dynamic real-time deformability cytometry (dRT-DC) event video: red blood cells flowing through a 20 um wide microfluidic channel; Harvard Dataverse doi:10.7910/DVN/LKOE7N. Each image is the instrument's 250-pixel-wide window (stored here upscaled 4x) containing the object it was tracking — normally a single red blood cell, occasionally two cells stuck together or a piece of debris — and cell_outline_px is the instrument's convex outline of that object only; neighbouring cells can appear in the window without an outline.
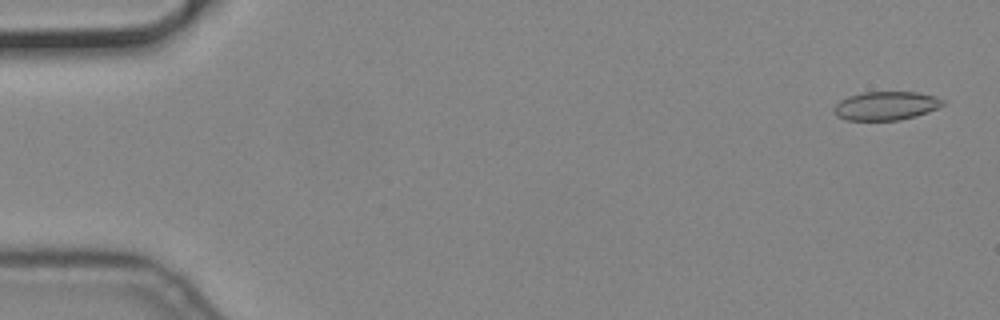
{"species": "common noctule bat (a hibernating species)", "species_latin": "Nyctalus noctula", "temperature_condition": "cold", "stored_images_in_passage": 10, "camera_frame_rate_fps": 3000, "um_per_image_px": 0.085, "animal": {"sex": "male", "body_mass_g": 19.2, "forearm_length_mm": 51.8}, "frame": {"image": 1, "passage_image": 2, "time_ms": 0.333, "image_size_px": [1000, 320], "cell_outline_px": [[944, 104], [928, 112], [916, 116], [900, 120], [844, 120], [836, 116], [832, 112], [832, 108], [840, 100], [848, 96], [864, 92], [916, 92], [936, 96], [944, 100]], "centroid_in_image_um": [75.27, 9.0], "position_along_channel_um": 9.7, "area_um2": 18.32}}